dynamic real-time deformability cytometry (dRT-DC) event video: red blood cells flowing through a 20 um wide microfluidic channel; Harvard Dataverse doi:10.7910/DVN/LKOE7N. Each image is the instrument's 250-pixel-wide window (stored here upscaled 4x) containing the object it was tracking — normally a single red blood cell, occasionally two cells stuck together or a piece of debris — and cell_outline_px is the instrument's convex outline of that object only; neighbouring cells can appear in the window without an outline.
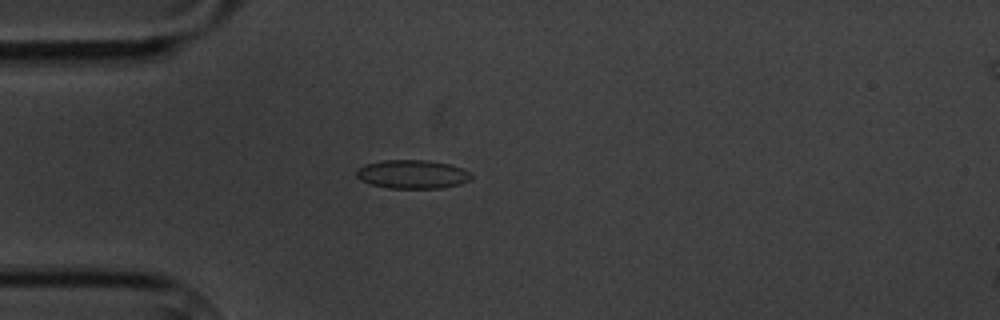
{"species": "common noctule bat (a hibernating species)", "species_latin": "Nyctalus noctula", "temperature_condition": "cold", "stored_images_in_passage": 4, "camera_frame_rate_fps": 3000, "um_per_image_px": 0.085, "animal": {"sex": "male", "body_mass_g": 20.1, "forearm_length_mm": 53.5}, "frame": {"image": 1, "passage_image": 4, "time_ms": 4.333, "image_size_px": [1000, 320], "cell_outline_px": [[472, 180], [460, 184], [440, 188], [388, 188], [372, 184], [360, 180], [356, 176], [356, 168], [364, 164], [384, 160], [428, 160], [448, 164], [464, 168], [472, 172]], "centroid_in_image_um": [35.07, 14.8], "position_along_channel_um": 49.9, "area_um2": 19.42}}